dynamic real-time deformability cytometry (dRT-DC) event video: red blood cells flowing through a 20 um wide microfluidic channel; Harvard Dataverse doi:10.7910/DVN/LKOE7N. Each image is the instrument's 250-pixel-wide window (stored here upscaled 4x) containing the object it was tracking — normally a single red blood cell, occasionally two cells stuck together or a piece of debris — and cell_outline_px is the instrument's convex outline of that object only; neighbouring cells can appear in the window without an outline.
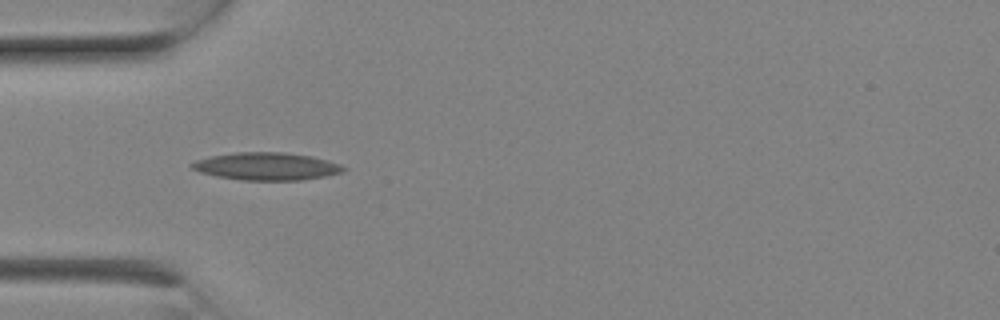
{"species": "Egyptian fruit bat (a non-hibernating species)", "species_latin": "Rousettus aegyptiacus", "temperature_condition": "room temperature", "stored_images_in_passage": 6, "camera_frame_rate_fps": 3000, "um_per_image_px": 0.085, "animal": {"sex": "female"}, "frame": {"image": 1, "passage_image": 5, "time_ms": 1.333, "image_size_px": [1000, 320], "cell_outline_px": [[348, 168], [344, 172], [324, 176], [300, 180], [240, 180], [216, 176], [200, 172], [192, 168], [188, 164], [196, 160], [212, 156], [236, 152], [284, 152], [312, 156], [340, 164]], "centroid_in_image_um": [22.66, 14.13], "position_along_channel_um": 62.3, "area_um2": 24.39}}
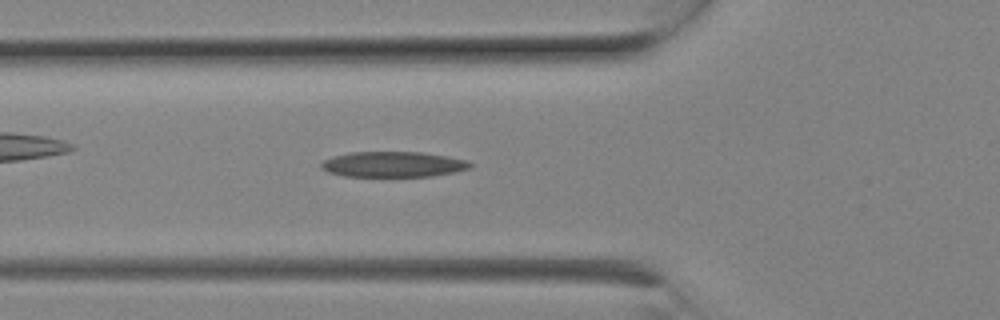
{"frame": {"image": 2, "passage_image": 6, "time_ms": 1.667, "image_size_px": [1000, 320], "cell_outline_px": [[472, 164], [468, 168], [456, 172], [432, 176], [344, 176], [328, 172], [320, 168], [320, 164], [324, 160], [332, 156], [348, 152], [420, 152], [468, 160]], "centroid_in_image_um": [33.37, 13.97], "position_along_channel_um": 92.4, "area_um2": 22.08}}